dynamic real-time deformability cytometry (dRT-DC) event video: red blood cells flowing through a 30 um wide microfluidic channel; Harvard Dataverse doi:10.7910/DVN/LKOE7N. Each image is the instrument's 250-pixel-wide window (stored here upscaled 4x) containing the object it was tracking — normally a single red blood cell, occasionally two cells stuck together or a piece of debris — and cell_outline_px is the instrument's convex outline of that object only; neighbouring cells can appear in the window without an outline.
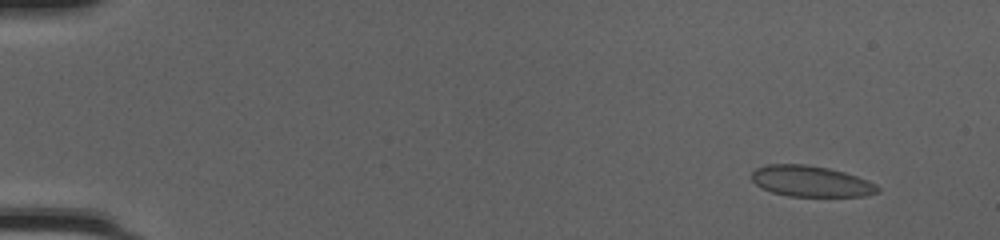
{"species": "common noctule bat (a hibernating species)", "species_latin": "Nyctalus noctula", "temperature_condition": "cold", "stored_images_in_passage": 50, "camera_frame_rate_fps": 3000, "um_per_image_px": 0.085, "animal": {"sex": "female", "body_mass_g": 20.0, "forearm_length_mm": 54.0}, "frame": {"image": 1, "passage_image": 4, "time_ms": 1.0, "image_size_px": [1000, 240], "cell_outline_px": [[880, 192], [864, 196], [788, 196], [772, 192], [756, 184], [752, 180], [752, 172], [756, 168], [768, 164], [804, 164], [828, 168], [844, 172], [868, 180], [876, 184], [880, 188]], "centroid_in_image_um": [68.95, 15.41], "position_along_channel_um": 16.1, "area_um2": 22.66}}
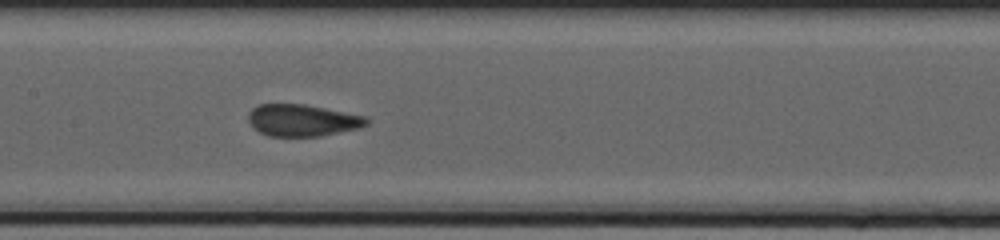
{"frame": {"image": 2, "passage_image": 26, "time_ms": 8.333, "image_size_px": [1000, 240], "cell_outline_px": [[368, 124], [356, 128], [320, 136], [268, 136], [260, 132], [248, 120], [248, 112], [252, 108], [260, 104], [304, 104], [364, 116], [368, 120]], "centroid_in_image_um": [25.66, 10.22], "position_along_channel_um": 181.7, "area_um2": 21.56}}
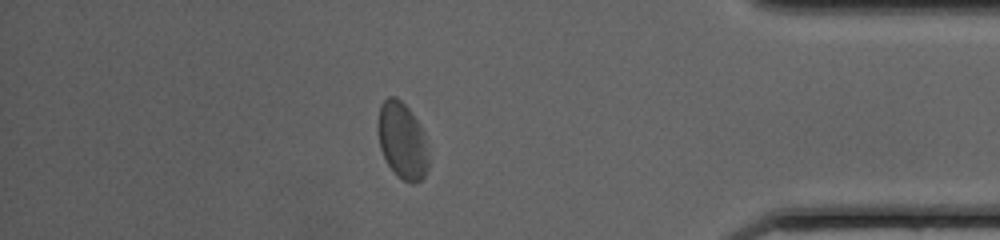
{"frame": {"image": 3, "passage_image": 44, "time_ms": 14.333, "image_size_px": [1000, 240], "cell_outline_px": [[428, 168], [424, 176], [420, 180], [412, 184], [396, 176], [388, 164], [380, 148], [376, 124], [380, 104], [388, 96], [396, 96], [408, 108], [424, 132], [428, 160]], "centroid_in_image_um": [34.16, 11.94], "position_along_channel_um": 401.0, "area_um2": 22.66}, "authors_computed_cell_mechanics": {"area_um2": 22.1952, "velocity_mm_per_s": 4.1502, "shape_relaxation_time_tau1_ms": 2.5612, "shape_relaxation_time_tau2_ms": null, "deformation_change_tau1": 0.0942, "deformation_change_tau2": null}}